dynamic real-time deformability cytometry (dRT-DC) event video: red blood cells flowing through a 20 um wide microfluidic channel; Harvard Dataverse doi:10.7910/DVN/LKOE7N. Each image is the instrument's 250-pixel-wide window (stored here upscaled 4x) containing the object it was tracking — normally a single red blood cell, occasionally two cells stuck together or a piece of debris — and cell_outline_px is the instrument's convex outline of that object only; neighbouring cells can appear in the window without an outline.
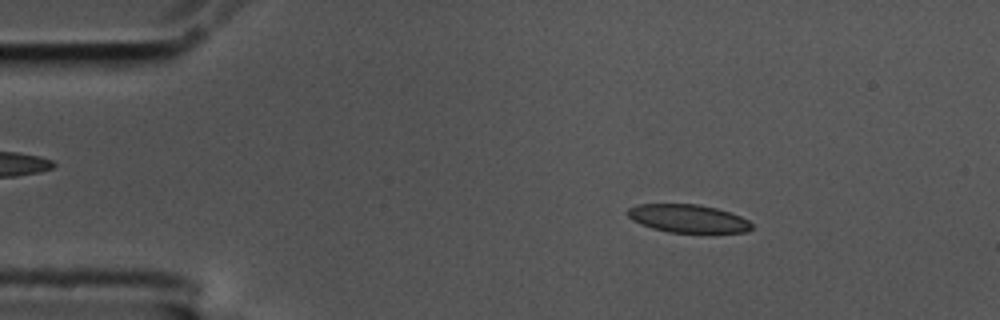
{"species": "common noctule bat (a hibernating species)", "species_latin": "Nyctalus noctula", "temperature_condition": "cold", "stored_images_in_passage": 37, "camera_frame_rate_fps": 3000, "um_per_image_px": 0.085, "animal": {"sex": "male", "body_mass_g": 17.5, "forearm_length_mm": 52.3}, "frame": {"image": 1, "passage_image": 9, "time_ms": 2.667, "image_size_px": [1000, 320], "cell_outline_px": [[748, 228], [736, 232], [676, 232], [660, 228], [648, 224], [632, 216], [652, 204], [688, 204], [708, 208], [724, 212], [736, 216], [744, 220], [748, 224]], "centroid_in_image_um": [58.67, 18.6], "position_along_channel_um": 26.3, "area_um2": 17.11}}
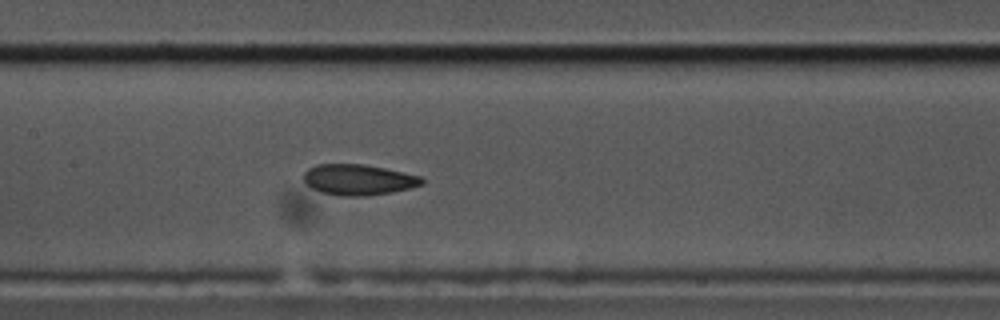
{"frame": {"image": 2, "passage_image": 27, "time_ms": 8.667, "image_size_px": [1000, 320], "cell_outline_px": [[420, 184], [384, 192], [328, 192], [316, 188], [308, 180], [308, 172], [312, 168], [328, 164], [348, 164], [376, 168], [396, 172], [412, 176], [420, 180]], "centroid_in_image_um": [30.43, 15.21], "position_along_channel_um": 177.0, "area_um2": 17.34}}
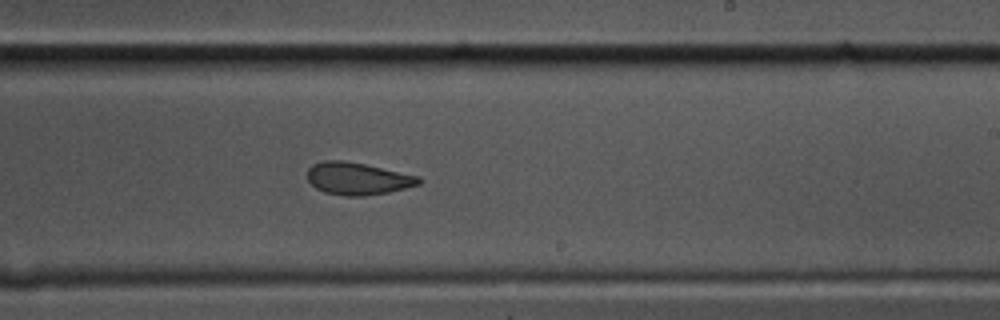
{"frame": {"image": 3, "passage_image": 34, "time_ms": 11.0, "image_size_px": [1000, 320], "cell_outline_px": [[420, 180], [416, 184], [380, 192], [332, 192], [320, 188], [308, 176], [308, 172], [316, 164], [360, 164], [408, 176]], "centroid_in_image_um": [30.37, 15.17], "position_along_channel_um": 258.6, "area_um2": 16.76}}